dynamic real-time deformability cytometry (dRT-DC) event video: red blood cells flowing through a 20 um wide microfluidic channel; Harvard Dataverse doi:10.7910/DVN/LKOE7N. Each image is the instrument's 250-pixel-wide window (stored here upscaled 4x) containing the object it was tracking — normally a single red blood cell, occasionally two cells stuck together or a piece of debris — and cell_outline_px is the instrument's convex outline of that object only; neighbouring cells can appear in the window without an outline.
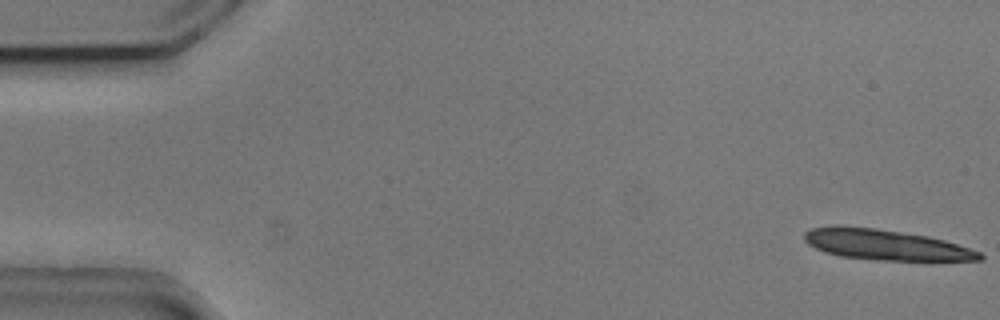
{"species": "common noctule bat (a hibernating species)", "species_latin": "Nyctalus noctula", "temperature_condition": "cold", "stored_images_in_passage": 14, "camera_frame_rate_fps": 3000, "um_per_image_px": 0.085, "animal": {"sex": "male", "body_mass_g": 20.5, "forearm_length_mm": 52.5}, "frame": {"image": 1, "passage_image": 1, "time_ms": 0.0, "image_size_px": [1000, 320], "cell_outline_px": [[984, 260], [876, 260], [840, 256], [824, 252], [808, 244], [804, 240], [804, 232], [812, 228], [840, 224], [876, 228], [928, 236], [944, 240], [980, 252], [984, 256]], "centroid_in_image_um": [75.21, 20.79], "position_along_channel_um": 9.8, "area_um2": 31.21}}